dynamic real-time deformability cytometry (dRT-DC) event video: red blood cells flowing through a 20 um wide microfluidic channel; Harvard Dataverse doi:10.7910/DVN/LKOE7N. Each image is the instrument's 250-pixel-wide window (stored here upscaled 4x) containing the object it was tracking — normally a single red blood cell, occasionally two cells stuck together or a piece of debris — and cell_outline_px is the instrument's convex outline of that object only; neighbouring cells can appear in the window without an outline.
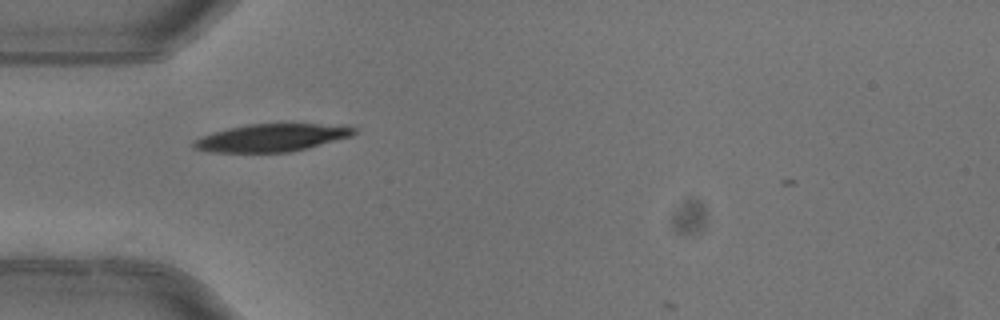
{"species": "common noctule bat (a hibernating species)", "species_latin": "Nyctalus noctula", "temperature_condition": "warm", "stored_images_in_passage": 4, "camera_frame_rate_fps": 3000, "um_per_image_px": 0.085, "animal": {"sex": "female"}, "frame": {"image": 1, "passage_image": 2, "time_ms": 0.333, "image_size_px": [1000, 320], "cell_outline_px": [[356, 132], [352, 136], [288, 152], [212, 152], [192, 148], [192, 140], [200, 136], [212, 132], [228, 128], [248, 124], [344, 124], [356, 128]], "centroid_in_image_um": [23.06, 11.69], "position_along_channel_um": 61.9, "area_um2": 25.84}}